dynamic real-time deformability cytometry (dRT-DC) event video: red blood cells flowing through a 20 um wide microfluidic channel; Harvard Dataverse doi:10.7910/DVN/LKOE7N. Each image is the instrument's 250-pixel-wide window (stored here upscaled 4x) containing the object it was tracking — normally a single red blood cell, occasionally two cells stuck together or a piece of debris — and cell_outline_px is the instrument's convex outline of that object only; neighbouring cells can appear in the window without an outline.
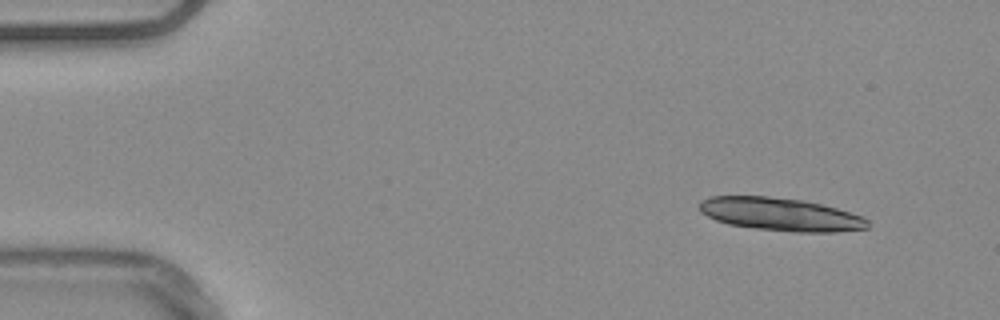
{"species": "common noctule bat (a hibernating species)", "species_latin": "Nyctalus noctula", "temperature_condition": "warm", "stored_images_in_passage": 20, "camera_frame_rate_fps": 3000, "um_per_image_px": 0.085, "animal": {"sex": "male", "body_mass_g": 20.4}, "frame": {"image": 1, "passage_image": 1, "time_ms": 0.0, "image_size_px": [1000, 320], "cell_outline_px": [[868, 228], [836, 232], [796, 232], [756, 228], [728, 224], [716, 220], [700, 212], [700, 200], [708, 196], [768, 196], [804, 200], [836, 208], [860, 216], [868, 220]], "centroid_in_image_um": [66.31, 18.21], "position_along_channel_um": 18.7, "area_um2": 32.19}}
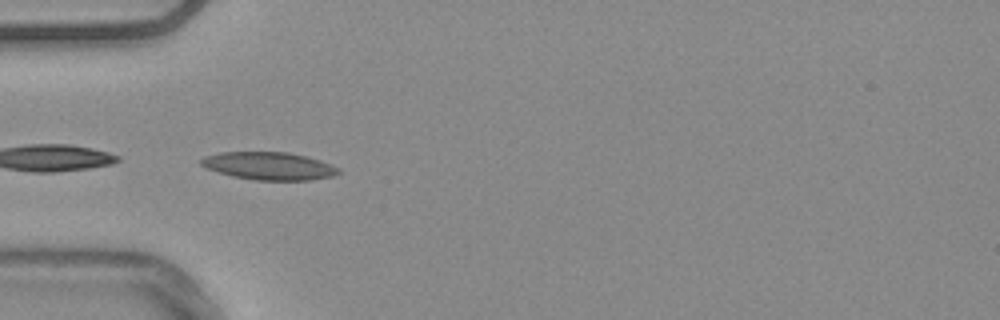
{"frame": {"image": 2, "passage_image": 13, "time_ms": 4.0, "image_size_px": [1000, 320], "cell_outline_px": [[340, 172], [332, 176], [312, 180], [252, 180], [232, 176], [208, 168], [200, 164], [200, 160], [204, 156], [220, 152], [288, 152], [320, 160], [340, 168]], "centroid_in_image_um": [22.87, 14.1], "position_along_channel_um": 62.1, "area_um2": 22.14}}